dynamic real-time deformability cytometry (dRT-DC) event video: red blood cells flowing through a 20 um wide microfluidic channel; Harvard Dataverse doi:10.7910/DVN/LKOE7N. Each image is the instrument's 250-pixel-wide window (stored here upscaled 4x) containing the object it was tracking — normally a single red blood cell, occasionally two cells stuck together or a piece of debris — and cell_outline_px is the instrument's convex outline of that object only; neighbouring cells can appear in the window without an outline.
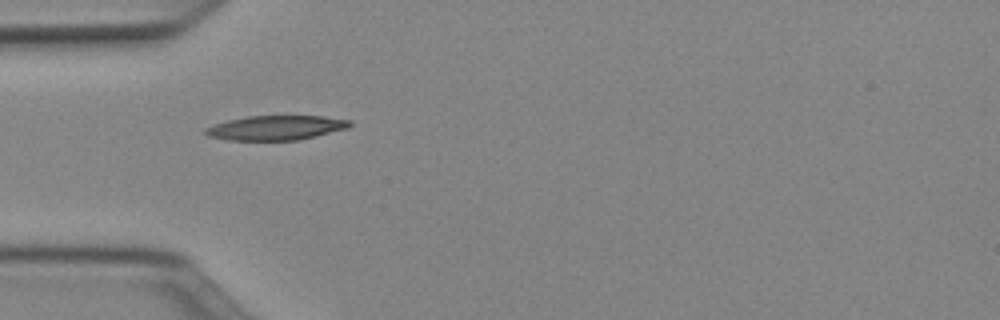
{"species": "Egyptian fruit bat (a non-hibernating species)", "species_latin": "Rousettus aegyptiacus", "temperature_condition": "cold", "stored_images_in_passage": 36, "camera_frame_rate_fps": 3000, "um_per_image_px": 0.085, "animal": {"sex": "female"}, "frame": {"image": 1, "passage_image": 1, "time_ms": 0.0, "image_size_px": [1000, 320], "cell_outline_px": [[352, 124], [348, 128], [300, 140], [228, 140], [208, 136], [204, 132], [204, 128], [228, 120], [248, 116], [324, 116], [352, 120]], "centroid_in_image_um": [23.48, 10.86], "position_along_channel_um": 61.5, "area_um2": 20.63}}
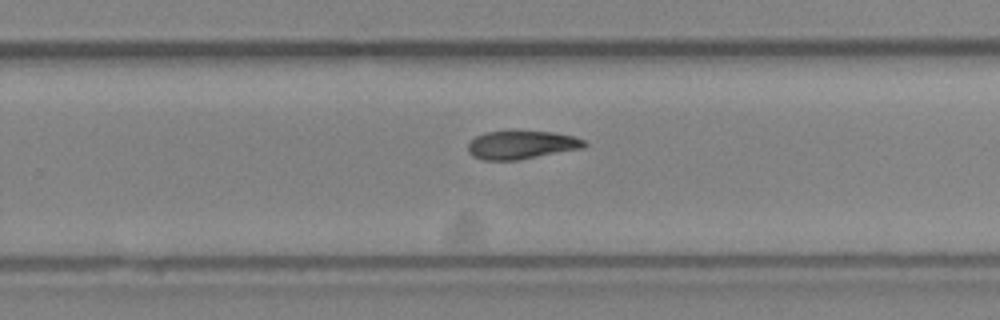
{"frame": {"image": 2, "passage_image": 18, "time_ms": 5.667, "image_size_px": [1000, 320], "cell_outline_px": [[588, 144], [584, 148], [516, 160], [480, 160], [472, 156], [468, 152], [468, 144], [476, 136], [484, 132], [556, 132], [572, 136], [584, 140]], "centroid_in_image_um": [44.32, 12.33], "position_along_channel_um": 285.5, "area_um2": 19.02}}
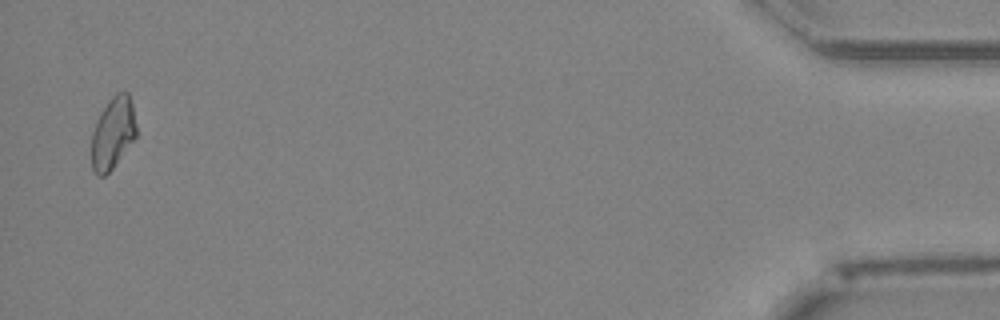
{"frame": {"image": 3, "passage_image": 35, "time_ms": 11.333, "image_size_px": [1000, 320], "cell_outline_px": [[136, 136], [112, 168], [104, 176], [96, 176], [92, 172], [92, 132], [108, 100], [116, 92], [128, 92], [132, 104], [136, 128]], "centroid_in_image_um": [9.58, 11.32], "position_along_channel_um": 425.6, "area_um2": 18.38}, "authors_computed_cell_mechanics": {"area_um2": 19.652, "velocity_mm_per_s": 3.9949, "shape_relaxation_time_tau1_ms": 11.2424, "shape_relaxation_time_tau2_ms": null, "deformation_change_tau1": 0.2326, "deformation_change_tau2": null}}